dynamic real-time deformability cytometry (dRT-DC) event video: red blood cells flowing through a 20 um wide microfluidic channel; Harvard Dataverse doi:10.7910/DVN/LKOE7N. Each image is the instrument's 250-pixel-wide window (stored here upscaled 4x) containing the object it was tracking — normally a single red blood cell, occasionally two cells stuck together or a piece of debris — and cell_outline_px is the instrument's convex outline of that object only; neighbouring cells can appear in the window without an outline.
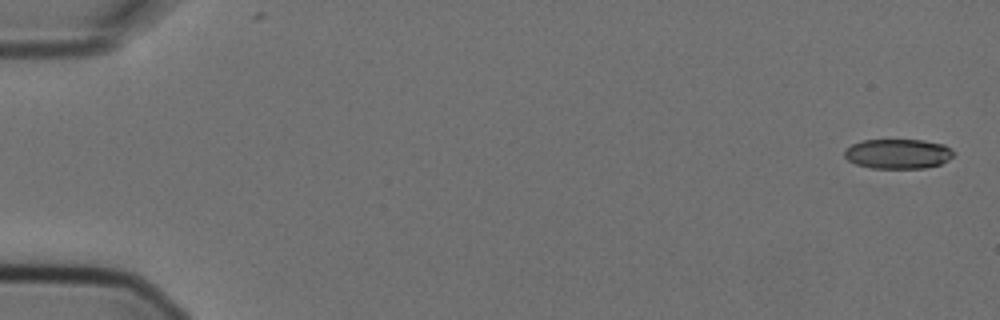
{"species": "Egyptian fruit bat (a non-hibernating species)", "species_latin": "Rousettus aegyptiacus", "temperature_condition": "cold", "stored_images_in_passage": 7, "camera_frame_rate_fps": 3000, "um_per_image_px": 0.085, "animal": {"sex": "female"}, "frame": {"image": 1, "passage_image": 1, "time_ms": 0.0, "image_size_px": [1000, 320], "cell_outline_px": [[956, 152], [948, 160], [940, 164], [924, 168], [872, 168], [856, 164], [848, 160], [844, 156], [844, 152], [852, 144], [860, 140], [924, 140], [944, 144], [952, 148]], "centroid_in_image_um": [76.36, 13.07], "position_along_channel_um": 8.6, "area_um2": 19.02}}
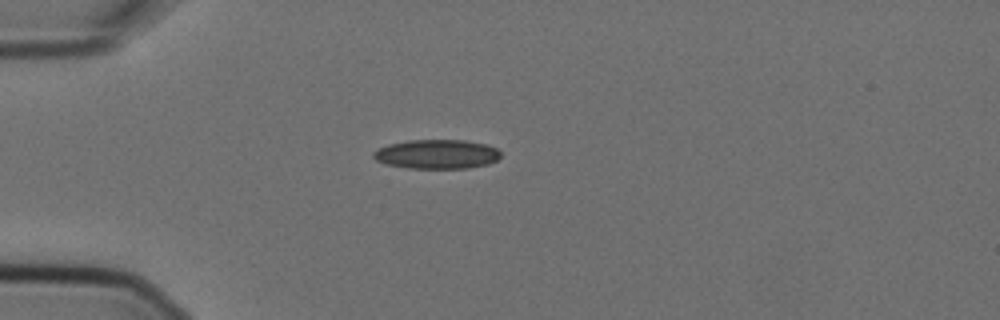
{"frame": {"image": 2, "passage_image": 5, "time_ms": 1.333, "image_size_px": [1000, 320], "cell_outline_px": [[500, 156], [496, 160], [488, 164], [468, 168], [408, 168], [384, 164], [376, 160], [372, 156], [372, 152], [376, 148], [388, 144], [408, 140], [464, 140], [488, 144], [496, 148], [500, 152]], "centroid_in_image_um": [37.09, 13.1], "position_along_channel_um": 47.9, "area_um2": 21.91}}
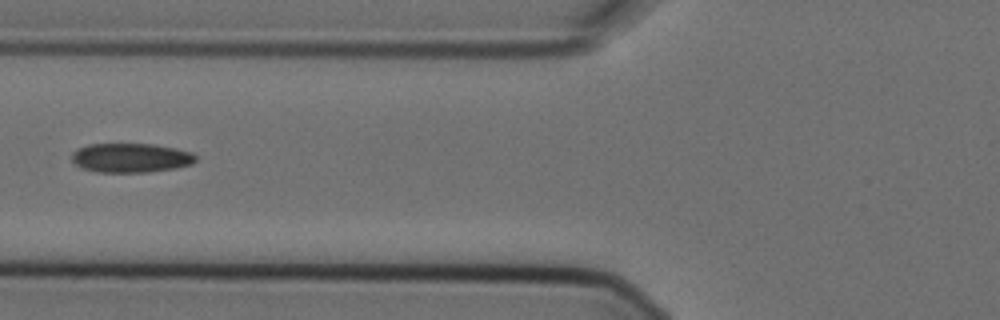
{"frame": {"image": 3, "passage_image": 7, "time_ms": 2.0, "image_size_px": [1000, 320], "cell_outline_px": [[196, 160], [192, 164], [176, 168], [148, 172], [96, 172], [80, 168], [72, 160], [72, 152], [76, 148], [88, 144], [152, 144], [176, 148], [192, 152], [196, 156]], "centroid_in_image_um": [11.1, 13.41], "position_along_channel_um": 114.7, "area_um2": 21.33}}